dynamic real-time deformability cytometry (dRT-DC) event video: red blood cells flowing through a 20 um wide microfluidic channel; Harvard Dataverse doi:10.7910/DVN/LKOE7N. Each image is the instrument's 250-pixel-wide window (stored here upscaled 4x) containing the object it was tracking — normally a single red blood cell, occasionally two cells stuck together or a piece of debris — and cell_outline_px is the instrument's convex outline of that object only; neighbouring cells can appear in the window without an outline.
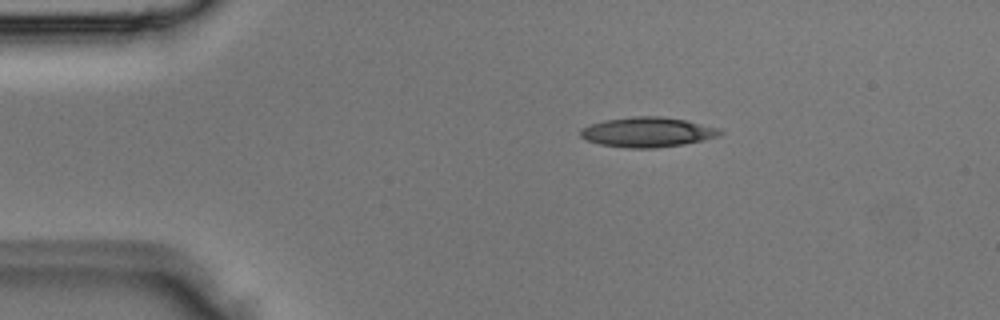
{"species": "Egyptian fruit bat (a non-hibernating species)", "species_latin": "Rousettus aegyptiacus", "temperature_condition": "room temperature", "stored_images_in_passage": 2, "camera_frame_rate_fps": 3000, "um_per_image_px": 0.085, "animal": {"sex": "male"}, "frame": {"image": 1, "passage_image": 1, "time_ms": 0.0, "image_size_px": [1000, 320], "cell_outline_px": [[724, 132], [720, 136], [704, 140], [684, 144], [656, 148], [628, 148], [600, 144], [588, 140], [580, 136], [580, 128], [604, 120], [632, 116], [660, 116], [684, 120], [720, 128]], "centroid_in_image_um": [55.06, 11.23], "position_along_channel_um": 29.9, "area_um2": 24.33}}